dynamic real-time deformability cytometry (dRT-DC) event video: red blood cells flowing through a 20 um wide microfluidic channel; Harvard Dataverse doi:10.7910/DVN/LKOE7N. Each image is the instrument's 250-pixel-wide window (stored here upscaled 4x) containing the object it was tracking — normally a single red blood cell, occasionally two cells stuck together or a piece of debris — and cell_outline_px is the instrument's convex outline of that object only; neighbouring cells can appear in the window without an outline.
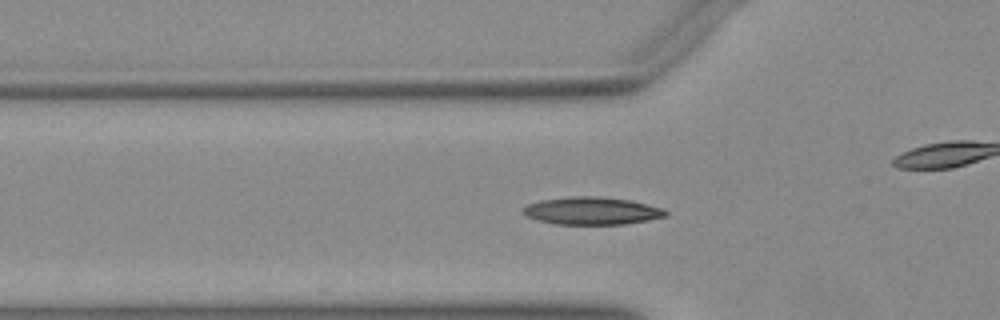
{"species": "Egyptian fruit bat (a non-hibernating species)", "species_latin": "Rousettus aegyptiacus", "temperature_condition": "warm", "stored_images_in_passage": 22, "camera_frame_rate_fps": 3000, "um_per_image_px": 0.085, "animal": {"sex": "female"}, "frame": {"image": 1, "passage_image": 7, "time_ms": 2.0, "image_size_px": [1000, 320], "cell_outline_px": [[668, 216], [648, 220], [624, 224], [556, 224], [536, 220], [524, 216], [520, 212], [528, 204], [540, 200], [572, 196], [592, 196], [628, 200], [664, 208], [668, 212]], "centroid_in_image_um": [50.28, 17.93], "position_along_channel_um": 75.5, "area_um2": 22.95}}
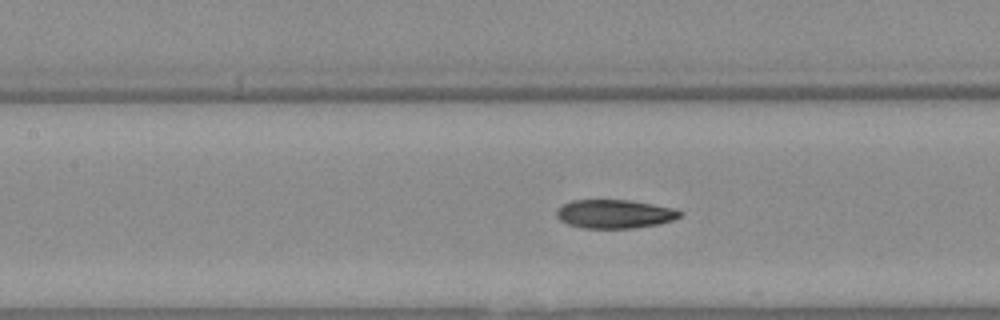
{"frame": {"image": 2, "passage_image": 13, "time_ms": 4.0, "image_size_px": [1000, 320], "cell_outline_px": [[684, 212], [680, 216], [672, 220], [656, 224], [632, 228], [580, 228], [568, 224], [560, 220], [556, 216], [556, 208], [572, 200], [628, 200], [676, 208]], "centroid_in_image_um": [52.22, 18.18], "position_along_channel_um": 155.2, "area_um2": 20.63}}
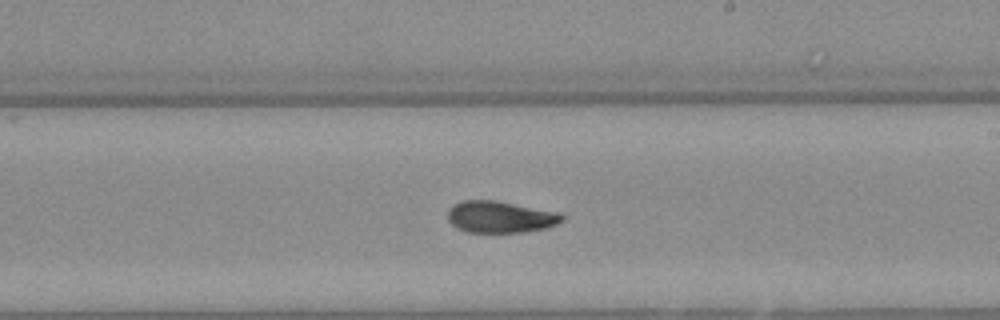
{"frame": {"image": 3, "passage_image": 20, "time_ms": 6.333, "image_size_px": [1000, 320], "cell_outline_px": [[564, 220], [556, 224], [544, 228], [524, 232], [468, 232], [456, 228], [448, 220], [448, 212], [456, 204], [464, 200], [492, 200], [560, 212], [564, 216]], "centroid_in_image_um": [42.54, 18.45], "position_along_channel_um": 246.5, "area_um2": 20.87}}